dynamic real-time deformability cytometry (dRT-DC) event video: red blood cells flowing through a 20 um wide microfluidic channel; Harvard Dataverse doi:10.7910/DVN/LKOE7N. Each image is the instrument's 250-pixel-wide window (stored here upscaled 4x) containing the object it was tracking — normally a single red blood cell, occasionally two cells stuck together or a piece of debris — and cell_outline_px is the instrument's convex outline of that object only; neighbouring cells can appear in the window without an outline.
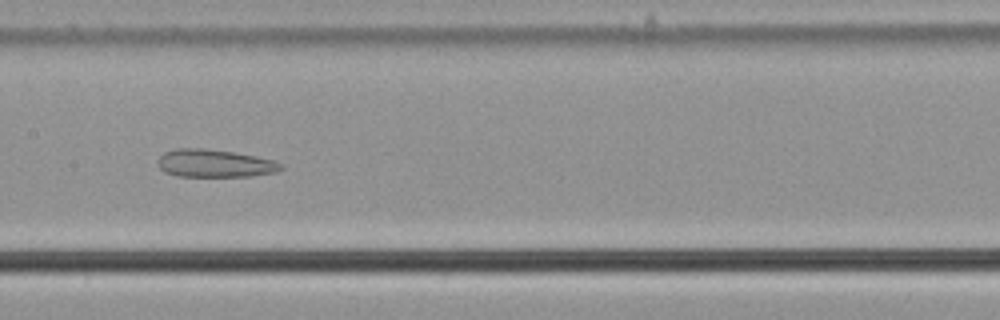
{"species": "common noctule bat (a hibernating species)", "species_latin": "Nyctalus noctula", "temperature_condition": "cold", "stored_images_in_passage": 47, "camera_frame_rate_fps": 3000, "um_per_image_px": 0.085, "animal": {"sex": "male", "body_mass_g": 21.5, "forearm_length_mm": 52.0}, "frame": {"image": 1, "passage_image": 19, "time_ms": 6.0, "image_size_px": [1000, 320], "cell_outline_px": [[284, 168], [276, 172], [252, 176], [176, 176], [164, 172], [156, 164], [160, 156], [164, 152], [176, 148], [204, 148], [232, 152], [256, 156], [272, 160], [284, 164]], "centroid_in_image_um": [18.24, 13.89], "position_along_channel_um": 189.2, "area_um2": 20.06}}
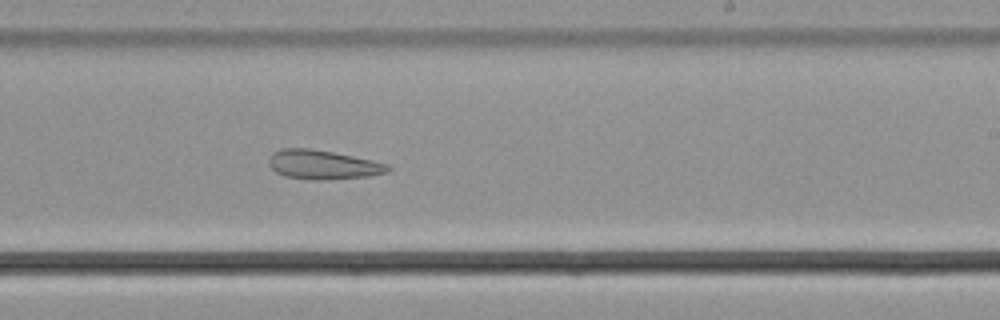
{"frame": {"image": 2, "passage_image": 25, "time_ms": 8.0, "image_size_px": [1000, 320], "cell_outline_px": [[392, 168], [388, 172], [368, 176], [320, 180], [312, 180], [284, 176], [276, 172], [268, 164], [268, 160], [272, 152], [280, 148], [312, 148], [352, 156], [388, 164]], "centroid_in_image_um": [27.4, 13.99], "position_along_channel_um": 261.6, "area_um2": 20.23}}
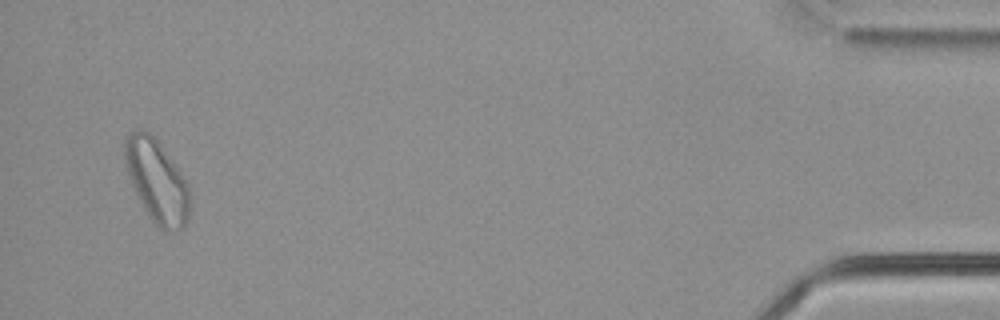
{"frame": {"image": 3, "passage_image": 45, "time_ms": 14.667, "image_size_px": [1000, 320], "cell_outline_px": [[192, 196], [188, 220], [184, 228], [172, 232], [164, 232], [148, 216], [132, 184], [124, 164], [124, 140], [132, 132], [144, 128], [160, 144], [172, 160], [188, 184]], "centroid_in_image_um": [13.36, 15.43], "position_along_channel_um": 421.8, "area_um2": 31.5}, "authors_computed_cell_mechanics": {"area_um2": 24.276, "velocity_mm_per_s": 3.6276, "shape_relaxation_time_tau1_ms": null, "shape_relaxation_time_tau2_ms": 3.4721, "deformation_change_tau1": null, "deformation_change_tau2": 0.1005}}